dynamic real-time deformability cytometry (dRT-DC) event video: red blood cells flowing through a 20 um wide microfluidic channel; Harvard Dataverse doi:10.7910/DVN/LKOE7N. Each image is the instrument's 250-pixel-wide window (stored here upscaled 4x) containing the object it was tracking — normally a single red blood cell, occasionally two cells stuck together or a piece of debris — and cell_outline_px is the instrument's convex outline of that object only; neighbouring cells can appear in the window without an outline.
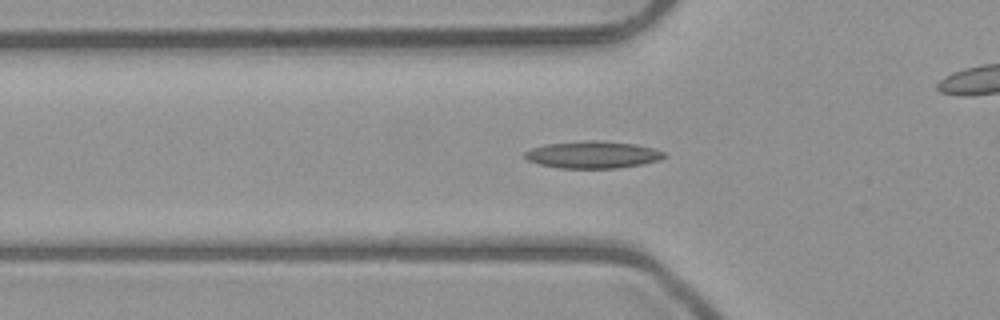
{"species": "common noctule bat (a hibernating species)", "species_latin": "Nyctalus noctula", "temperature_condition": "room temperature", "stored_images_in_passage": 47, "camera_frame_rate_fps": 3000, "um_per_image_px": 0.085, "animal": {"sex": "male", "body_mass_g": 23.1, "forearm_length_mm": 52.7}, "frame": {"image": 1, "passage_image": 16, "time_ms": 5.0, "image_size_px": [1000, 320], "cell_outline_px": [[664, 156], [660, 160], [640, 164], [616, 168], [560, 168], [540, 164], [528, 160], [524, 156], [524, 152], [532, 148], [544, 144], [584, 140], [596, 140], [636, 144], [652, 148], [664, 152]], "centroid_in_image_um": [50.35, 13.14], "position_along_channel_um": 75.5, "area_um2": 21.91}}
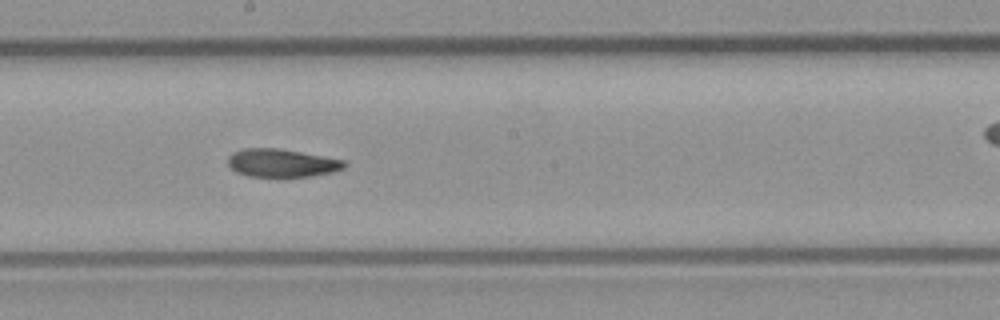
{"frame": {"image": 2, "passage_image": 27, "time_ms": 8.667, "image_size_px": [1000, 320], "cell_outline_px": [[348, 164], [344, 168], [332, 172], [312, 176], [248, 176], [236, 172], [228, 164], [228, 156], [232, 152], [244, 148], [280, 148], [344, 160]], "centroid_in_image_um": [23.94, 13.84], "position_along_channel_um": 224.3, "area_um2": 19.02}}
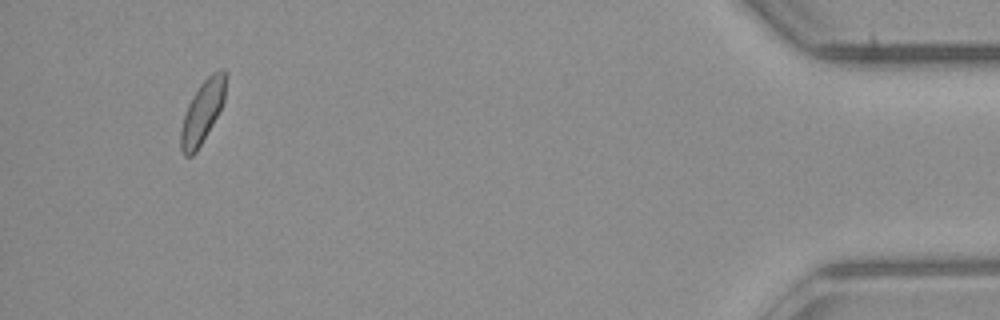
{"frame": {"image": 3, "passage_image": 47, "time_ms": 1683.667, "image_size_px": [1000, 320], "cell_outline_px": [[228, 76], [224, 100], [212, 124], [196, 152], [192, 156], [184, 156], [180, 148], [180, 132], [184, 116], [188, 104], [192, 96], [200, 84], [212, 72], [220, 68], [224, 68], [228, 72]], "centroid_in_image_um": [17.23, 9.44], "position_along_channel_um": 418.0, "area_um2": 16.42}, "authors_computed_cell_mechanics": {"area_um2": 19.5942, "velocity_mm_per_s": 4.021, "shape_relaxation_time_tau1_ms": null, "shape_relaxation_time_tau2_ms": 8.1169, "deformation_change_tau1": null, "deformation_change_tau2": 0.1703}}